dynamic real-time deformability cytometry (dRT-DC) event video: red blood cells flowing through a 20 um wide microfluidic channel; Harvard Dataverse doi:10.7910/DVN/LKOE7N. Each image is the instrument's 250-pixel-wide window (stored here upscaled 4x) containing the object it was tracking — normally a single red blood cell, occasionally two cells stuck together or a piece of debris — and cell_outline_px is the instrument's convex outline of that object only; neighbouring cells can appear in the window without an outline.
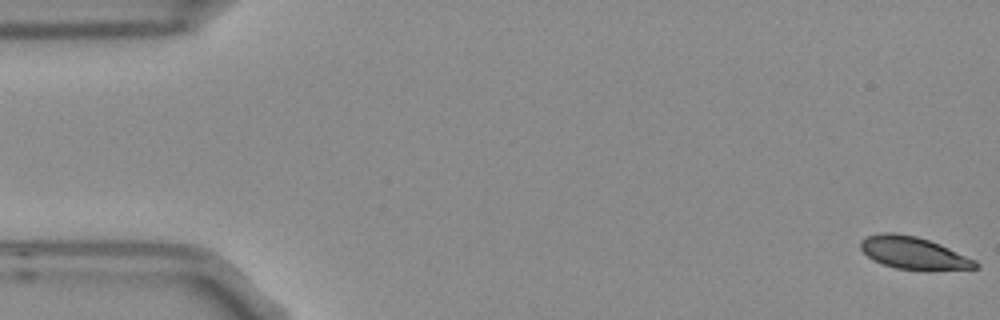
{"species": "Egyptian fruit bat (a non-hibernating species)", "species_latin": "Rousettus aegyptiacus", "temperature_condition": "room temperature", "stored_images_in_passage": 5, "camera_frame_rate_fps": 3000, "um_per_image_px": 0.085, "frame": {"image": 1, "passage_image": 1, "time_ms": 0.0, "image_size_px": [1000, 320], "cell_outline_px": [[980, 268], [928, 272], [896, 268], [872, 260], [860, 248], [860, 240], [868, 236], [880, 232], [892, 232], [916, 236], [940, 244], [976, 260], [980, 264]], "centroid_in_image_um": [77.7, 21.53], "position_along_channel_um": 7.3, "area_um2": 22.2}}
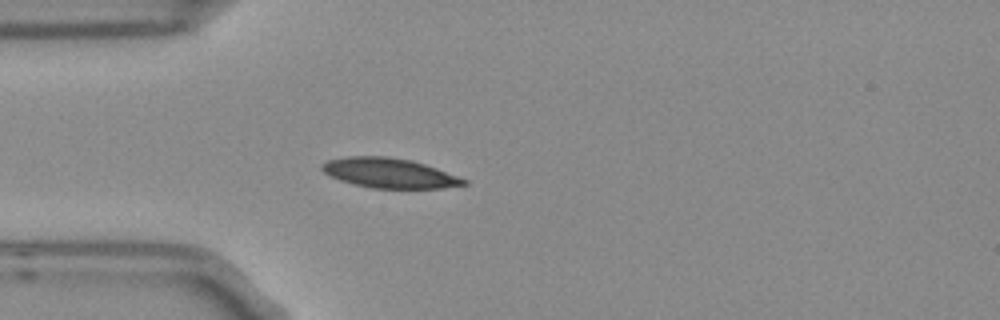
{"frame": {"image": 2, "passage_image": 5, "time_ms": 1.333, "image_size_px": [1000, 320], "cell_outline_px": [[468, 184], [444, 188], [372, 188], [340, 180], [324, 172], [320, 168], [320, 164], [328, 160], [348, 156], [384, 156], [412, 160], [436, 168], [468, 180]], "centroid_in_image_um": [33.1, 14.7], "position_along_channel_um": 51.9, "area_um2": 24.45}}